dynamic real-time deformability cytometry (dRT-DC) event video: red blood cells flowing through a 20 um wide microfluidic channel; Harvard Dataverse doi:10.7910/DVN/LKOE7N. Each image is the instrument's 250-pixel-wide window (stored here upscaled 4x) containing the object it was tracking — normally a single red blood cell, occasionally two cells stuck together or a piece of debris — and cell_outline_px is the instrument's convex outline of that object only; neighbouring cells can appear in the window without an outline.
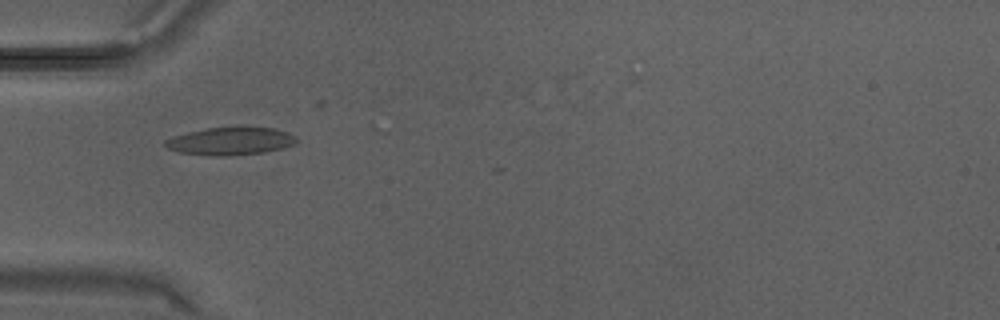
{"species": "Egyptian fruit bat (a non-hibernating species)", "species_latin": "Rousettus aegyptiacus", "temperature_condition": "warm", "stored_images_in_passage": 9, "camera_frame_rate_fps": 3000, "um_per_image_px": 0.085, "animal": {"sex": "male"}, "frame": {"image": 1, "passage_image": 6, "time_ms": 1.667, "image_size_px": [1000, 320], "cell_outline_px": [[296, 144], [284, 148], [264, 152], [228, 156], [208, 156], [180, 152], [168, 148], [164, 144], [164, 140], [172, 136], [208, 128], [276, 128], [288, 132], [296, 136]], "centroid_in_image_um": [19.61, 12.01], "position_along_channel_um": 65.4, "area_um2": 21.1}}